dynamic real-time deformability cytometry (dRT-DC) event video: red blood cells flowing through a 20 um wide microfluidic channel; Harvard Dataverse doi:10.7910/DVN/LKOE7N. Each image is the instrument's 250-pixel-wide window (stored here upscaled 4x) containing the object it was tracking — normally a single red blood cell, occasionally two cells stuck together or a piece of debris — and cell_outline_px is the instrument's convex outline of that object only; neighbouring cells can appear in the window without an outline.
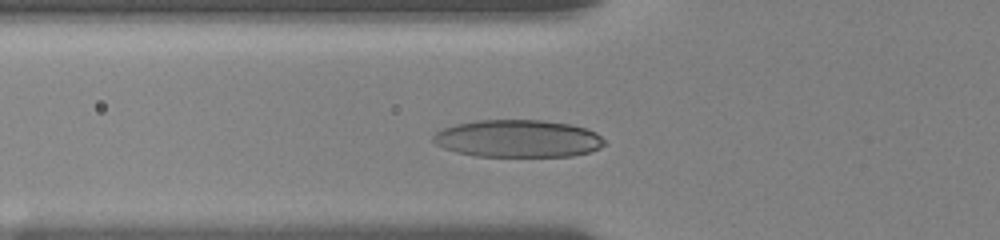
{"species": "human", "species_latin": "Homo sapiens", "temperature_condition": "room temperature", "stored_images_in_passage": 30, "camera_frame_rate_fps": 3000, "um_per_image_px": 0.085, "donor": {"sex": "female"}, "frame": {"image": 1, "passage_image": 2, "time_ms": 0.333, "image_size_px": [1000, 240], "cell_outline_px": [[604, 144], [600, 148], [592, 152], [572, 156], [476, 156], [456, 152], [444, 148], [436, 144], [432, 140], [432, 136], [436, 132], [444, 128], [456, 124], [476, 120], [544, 120], [572, 124], [588, 128], [596, 132], [604, 140]], "centroid_in_image_um": [44.05, 11.78], "position_along_channel_um": 81.7, "area_um2": 37.63}}
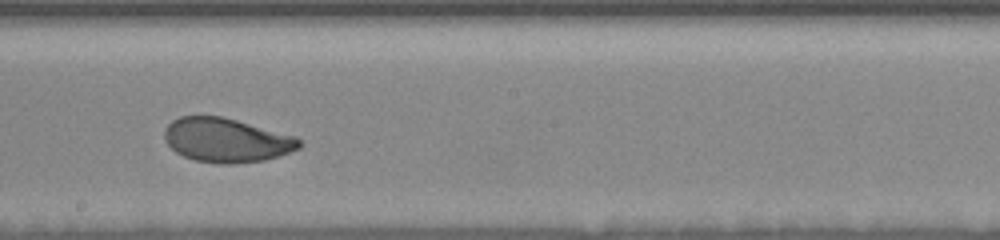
{"frame": {"image": 2, "passage_image": 19, "time_ms": 4.333, "image_size_px": [1000, 240], "cell_outline_px": [[300, 148], [264, 160], [232, 164], [220, 164], [192, 160], [176, 152], [164, 140], [164, 132], [168, 124], [172, 120], [180, 116], [220, 116], [236, 120], [296, 136], [300, 140]], "centroid_in_image_um": [19.21, 11.92], "position_along_channel_um": 229.0, "area_um2": 34.51}}
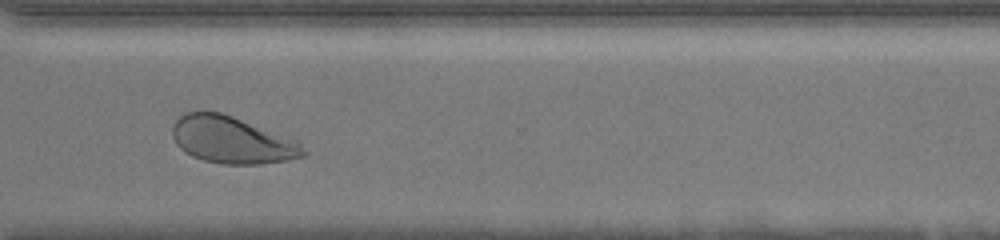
{"frame": {"image": 3, "passage_image": 29, "time_ms": 7.667, "image_size_px": [1000, 240], "cell_outline_px": [[308, 152], [304, 156], [288, 160], [260, 164], [220, 164], [204, 160], [192, 156], [184, 152], [176, 144], [172, 136], [172, 124], [184, 112], [220, 112], [232, 116], [296, 140]], "centroid_in_image_um": [19.69, 11.91], "position_along_channel_um": 350.9, "area_um2": 35.72}}